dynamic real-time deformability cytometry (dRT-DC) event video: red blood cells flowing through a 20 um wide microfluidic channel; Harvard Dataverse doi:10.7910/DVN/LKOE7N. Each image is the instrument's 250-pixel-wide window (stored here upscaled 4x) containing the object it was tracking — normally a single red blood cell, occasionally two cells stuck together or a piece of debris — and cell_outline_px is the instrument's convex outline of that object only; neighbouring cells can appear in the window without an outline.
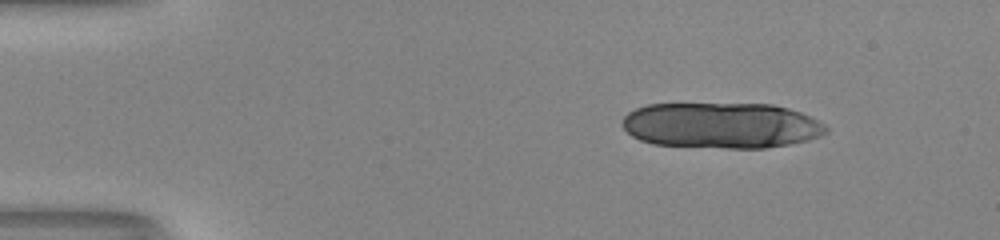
{"species": "human", "species_latin": "Homo sapiens", "temperature_condition": "room temperature", "stored_images_in_passage": 11, "camera_frame_rate_fps": 3000, "um_per_image_px": 0.085, "donor": {"sex": "male"}, "frame": {"image": 1, "passage_image": 1, "time_ms": 0.0, "image_size_px": [1000, 240], "cell_outline_px": [[828, 132], [820, 136], [808, 140], [788, 144], [764, 148], [728, 148], [652, 144], [640, 140], [632, 136], [620, 124], [624, 116], [628, 112], [636, 108], [648, 104], [772, 104], [788, 108], [800, 112], [824, 124], [828, 128]], "centroid_in_image_um": [61.29, 10.66], "position_along_channel_um": 23.7, "area_um2": 54.39}}